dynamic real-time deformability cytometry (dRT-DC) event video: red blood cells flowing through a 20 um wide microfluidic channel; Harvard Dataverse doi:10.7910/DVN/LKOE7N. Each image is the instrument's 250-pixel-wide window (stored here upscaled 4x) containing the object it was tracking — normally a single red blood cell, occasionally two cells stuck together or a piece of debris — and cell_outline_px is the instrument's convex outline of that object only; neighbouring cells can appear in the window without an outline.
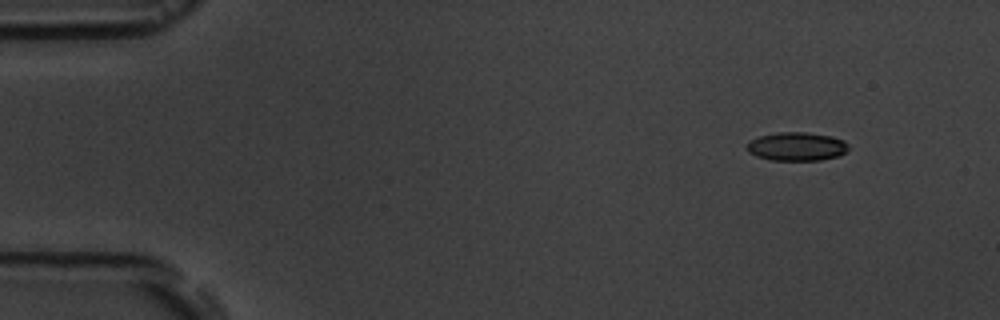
{"species": "common noctule bat (a hibernating species)", "species_latin": "Nyctalus noctula", "temperature_condition": "room temperature", "stored_images_in_passage": 5, "camera_frame_rate_fps": 3000, "um_per_image_px": 0.085, "animal": {"sex": "male", "body_mass_g": 19.5, "forearm_length_mm": 54.6}, "frame": {"image": 1, "passage_image": 1, "time_ms": 0.0, "image_size_px": [1000, 320], "cell_outline_px": [[848, 148], [840, 156], [820, 160], [772, 160], [756, 156], [748, 152], [744, 148], [748, 140], [760, 136], [780, 132], [804, 132], [832, 136], [844, 140], [848, 144]], "centroid_in_image_um": [67.69, 12.45], "position_along_channel_um": 17.3, "area_um2": 17.05}}
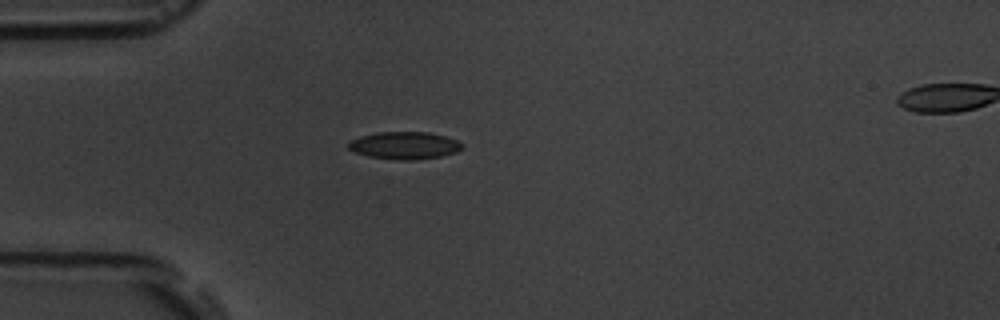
{"frame": {"image": 2, "passage_image": 4, "time_ms": 3.333, "image_size_px": [1000, 320], "cell_outline_px": [[464, 148], [456, 152], [440, 156], [412, 160], [396, 160], [368, 156], [356, 152], [348, 148], [348, 140], [360, 136], [376, 132], [428, 132], [444, 136], [456, 140], [464, 144]], "centroid_in_image_um": [34.37, 12.36], "position_along_channel_um": 50.6, "area_um2": 18.21}}